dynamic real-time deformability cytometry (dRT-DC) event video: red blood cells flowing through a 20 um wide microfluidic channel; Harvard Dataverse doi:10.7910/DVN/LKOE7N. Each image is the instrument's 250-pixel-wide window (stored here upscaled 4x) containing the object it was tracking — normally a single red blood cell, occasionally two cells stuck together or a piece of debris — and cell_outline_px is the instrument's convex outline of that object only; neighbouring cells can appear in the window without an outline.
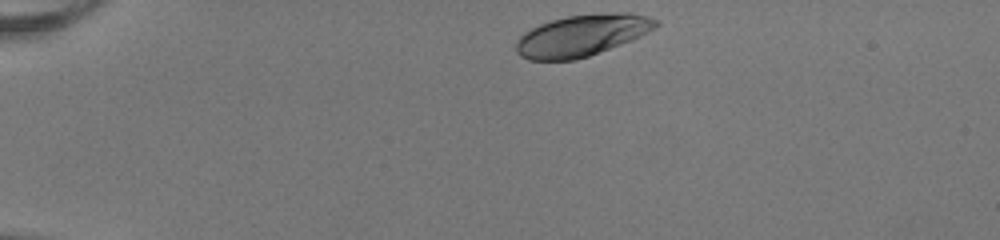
{"species": "human", "species_latin": "Homo sapiens", "temperature_condition": "room temperature", "stored_images_in_passage": 42, "camera_frame_rate_fps": 3000, "um_per_image_px": 0.085, "donor": {"sex": "female"}, "frame": {"image": 1, "passage_image": 1, "time_ms": 0.0, "image_size_px": [1000, 240], "cell_outline_px": [[660, 24], [648, 32], [632, 40], [588, 56], [576, 60], [528, 60], [520, 56], [516, 52], [516, 40], [524, 32], [540, 24], [552, 20], [568, 16], [612, 12], [628, 12], [648, 16], [660, 20]], "centroid_in_image_um": [49.47, 3.01], "position_along_channel_um": 35.5, "area_um2": 33.87}}
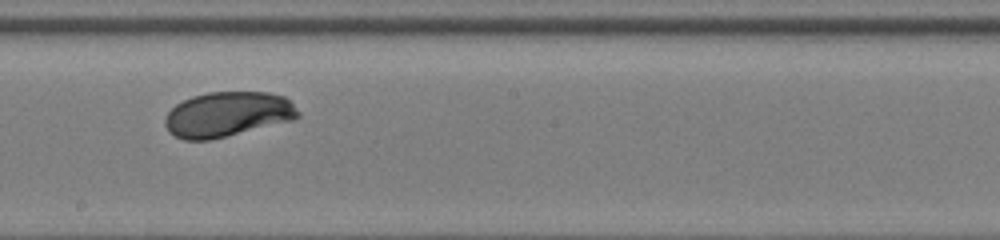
{"frame": {"image": 2, "passage_image": 21, "time_ms": 6.667, "image_size_px": [1000, 240], "cell_outline_px": [[300, 116], [292, 120], [208, 140], [184, 140], [168, 132], [164, 124], [164, 120], [168, 112], [176, 104], [192, 96], [208, 92], [268, 92], [284, 96], [300, 112]], "centroid_in_image_um": [19.31, 9.71], "position_along_channel_um": 228.9, "area_um2": 34.62}}
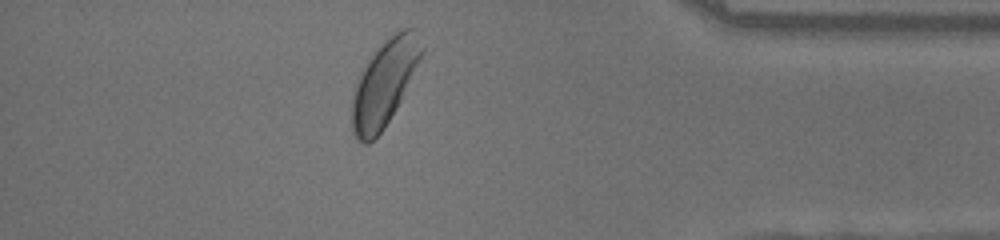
{"frame": {"image": 3, "passage_image": 36, "time_ms": 11.667, "image_size_px": [1000, 240], "cell_outline_px": [[432, 52], [384, 128], [368, 144], [364, 144], [356, 140], [352, 132], [352, 96], [360, 72], [368, 56], [384, 40], [400, 28], [416, 28], [432, 48]], "centroid_in_image_um": [32.86, 6.9], "position_along_channel_um": 402.3, "area_um2": 37.57}, "authors_computed_cell_mechanics": {"area_um2": 34.8823, "velocity_mm_per_s": 3.9645, "shape_relaxation_time_tau1_ms": 2.7332, "shape_relaxation_time_tau2_ms": null, "deformation_change_tau1": 0.1449, "deformation_change_tau2": null}}